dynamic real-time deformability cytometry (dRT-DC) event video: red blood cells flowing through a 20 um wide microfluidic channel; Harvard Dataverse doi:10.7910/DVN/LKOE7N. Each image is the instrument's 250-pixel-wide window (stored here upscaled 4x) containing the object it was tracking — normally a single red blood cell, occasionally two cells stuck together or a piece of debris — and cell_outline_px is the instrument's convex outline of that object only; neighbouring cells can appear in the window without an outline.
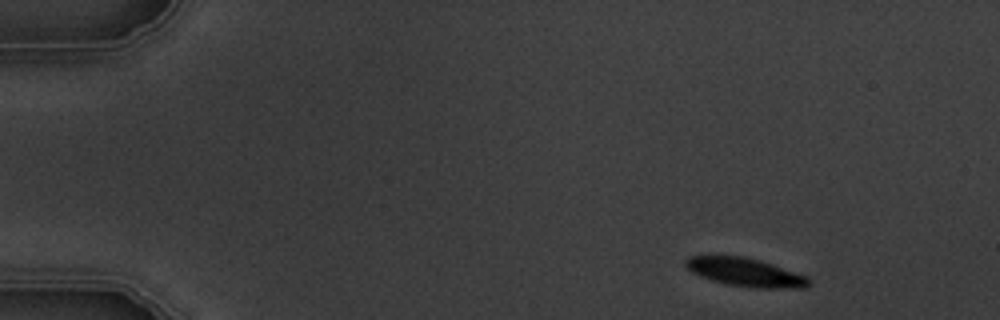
{"species": "common noctule bat (a hibernating species)", "species_latin": "Nyctalus noctula", "temperature_condition": "warm", "stored_images_in_passage": 3, "camera_frame_rate_fps": 3000, "um_per_image_px": 0.085, "animal": {"sex": "male", "body_mass_g": 19.5, "forearm_length_mm": 54.6}, "frame": {"image": 1, "passage_image": 1, "time_ms": 0.0, "image_size_px": [1000, 320], "cell_outline_px": [[812, 280], [808, 288], [756, 288], [724, 284], [700, 276], [692, 272], [684, 264], [684, 260], [688, 256], [744, 256], [760, 260], [808, 276]], "centroid_in_image_um": [63.39, 23.15], "position_along_channel_um": 21.6, "area_um2": 20.58}}